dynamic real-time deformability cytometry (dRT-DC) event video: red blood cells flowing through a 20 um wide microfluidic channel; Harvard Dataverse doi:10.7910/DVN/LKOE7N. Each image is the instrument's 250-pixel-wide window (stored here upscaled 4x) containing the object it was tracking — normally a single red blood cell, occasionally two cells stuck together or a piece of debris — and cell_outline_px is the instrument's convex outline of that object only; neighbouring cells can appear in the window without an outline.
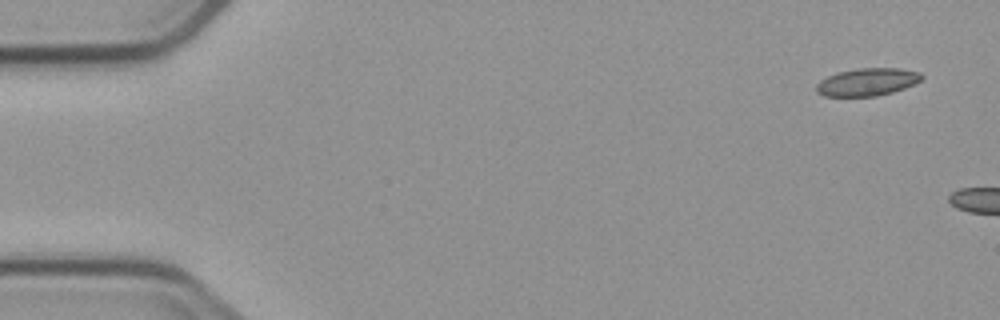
{"species": "common noctule bat (a hibernating species)", "species_latin": "Nyctalus noctula", "temperature_condition": "cold", "stored_images_in_passage": 4, "camera_frame_rate_fps": 3000, "um_per_image_px": 0.085, "animal": {"sex": "male", "body_mass_g": 23.1, "forearm_length_mm": 52.7}, "frame": {"image": 1, "passage_image": 1, "time_ms": 0.0, "image_size_px": [1000, 320], "cell_outline_px": [[924, 76], [920, 80], [904, 88], [892, 92], [876, 96], [824, 96], [816, 92], [816, 84], [820, 80], [836, 72], [856, 68], [900, 68], [920, 72]], "centroid_in_image_um": [73.69, 6.96], "position_along_channel_um": 11.3, "area_um2": 16.99}}